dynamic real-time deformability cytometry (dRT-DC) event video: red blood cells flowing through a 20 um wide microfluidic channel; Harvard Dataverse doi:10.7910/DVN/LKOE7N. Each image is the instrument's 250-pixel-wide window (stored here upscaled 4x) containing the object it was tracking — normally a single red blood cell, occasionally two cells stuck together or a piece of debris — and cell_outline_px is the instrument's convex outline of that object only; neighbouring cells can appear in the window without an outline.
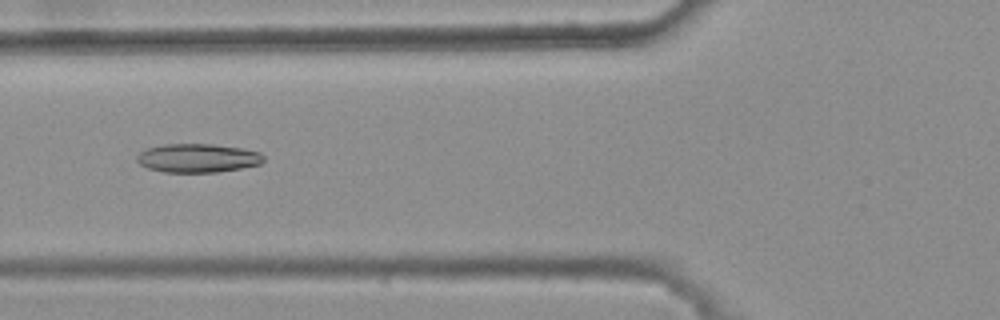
{"species": "common noctule bat (a hibernating species)", "species_latin": "Nyctalus noctula", "temperature_condition": "warm", "stored_images_in_passage": 48, "camera_frame_rate_fps": 3000, "um_per_image_px": 0.085, "animal": {"sex": "female", "body_mass_g": 25.1}, "frame": {"image": 1, "passage_image": 21, "time_ms": 6.667, "image_size_px": [1000, 320], "cell_outline_px": [[264, 160], [260, 164], [220, 172], [164, 172], [148, 168], [140, 164], [136, 160], [136, 156], [140, 152], [148, 148], [164, 144], [212, 144], [240, 148], [260, 152], [264, 156]], "centroid_in_image_um": [16.8, 13.44], "position_along_channel_um": 109.0, "area_um2": 21.15}}
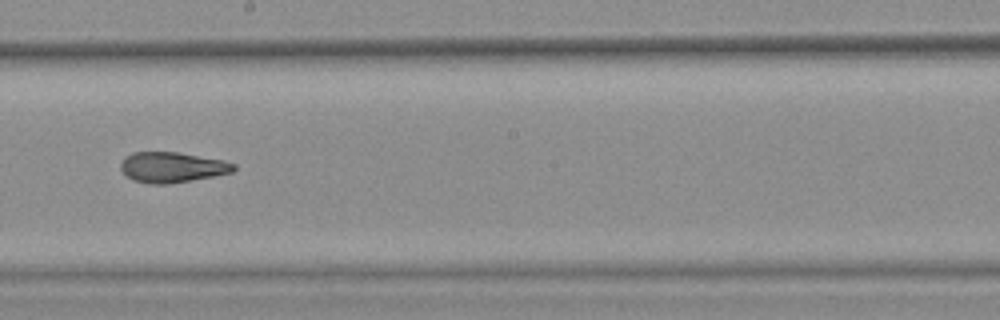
{"frame": {"image": 2, "passage_image": 31, "time_ms": 10.0, "image_size_px": [1000, 320], "cell_outline_px": [[236, 168], [232, 172], [212, 176], [168, 184], [148, 184], [132, 180], [120, 168], [120, 164], [124, 156], [132, 152], [180, 152], [224, 160], [236, 164]], "centroid_in_image_um": [14.61, 14.2], "position_along_channel_um": 233.6, "area_um2": 20.11}}
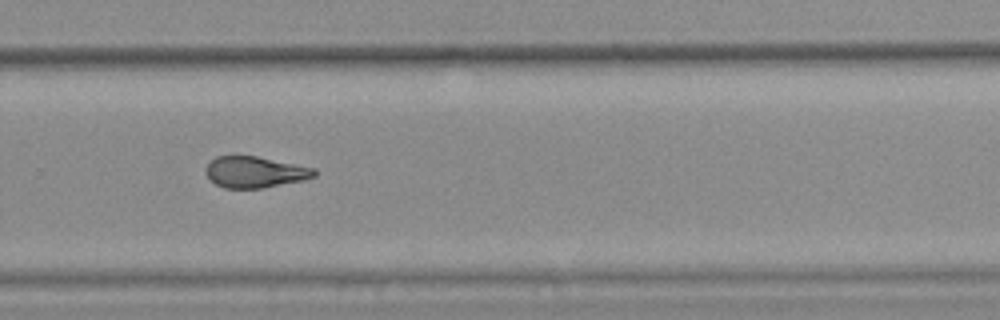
{"frame": {"image": 3, "passage_image": 37, "time_ms": 12.0, "image_size_px": [1000, 320], "cell_outline_px": [[316, 176], [304, 180], [264, 188], [224, 188], [216, 184], [204, 172], [204, 168], [216, 156], [256, 156], [316, 168]], "centroid_in_image_um": [21.68, 14.63], "position_along_channel_um": 308.1, "area_um2": 19.77}, "authors_computed_cell_mechanics": {"area_um2": 20.6924, "velocity_mm_per_s": 3.7367, "shape_relaxation_time_tau1_ms": null, "shape_relaxation_time_tau2_ms": 3.2484, "deformation_change_tau1": null, "deformation_change_tau2": 0.1086}}